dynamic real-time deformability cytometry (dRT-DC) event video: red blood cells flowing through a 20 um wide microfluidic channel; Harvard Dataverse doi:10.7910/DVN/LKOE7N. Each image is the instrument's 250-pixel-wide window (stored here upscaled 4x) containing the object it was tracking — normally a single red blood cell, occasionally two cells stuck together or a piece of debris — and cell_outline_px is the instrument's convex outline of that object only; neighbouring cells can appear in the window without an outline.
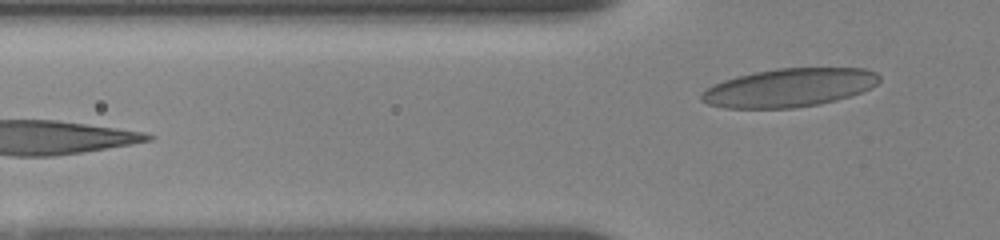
{"species": "human", "species_latin": "Homo sapiens", "temperature_condition": "room temperature", "stored_images_in_passage": 5, "segment_of_instrument_passage": [2, 2], "camera_frame_rate_fps": 3000, "um_per_image_px": 0.085, "donor": {"sex": "female"}, "frame": {"image": 1, "passage_image": 5, "time_ms": 2.333, "image_size_px": [1000, 240], "cell_outline_px": [[880, 80], [872, 88], [836, 100], [820, 104], [792, 108], [724, 108], [708, 104], [700, 100], [700, 92], [712, 84], [736, 76], [756, 72], [780, 68], [864, 68], [876, 72], [880, 76]], "centroid_in_image_um": [67.06, 7.45], "position_along_channel_um": 58.7, "area_um2": 39.94}}